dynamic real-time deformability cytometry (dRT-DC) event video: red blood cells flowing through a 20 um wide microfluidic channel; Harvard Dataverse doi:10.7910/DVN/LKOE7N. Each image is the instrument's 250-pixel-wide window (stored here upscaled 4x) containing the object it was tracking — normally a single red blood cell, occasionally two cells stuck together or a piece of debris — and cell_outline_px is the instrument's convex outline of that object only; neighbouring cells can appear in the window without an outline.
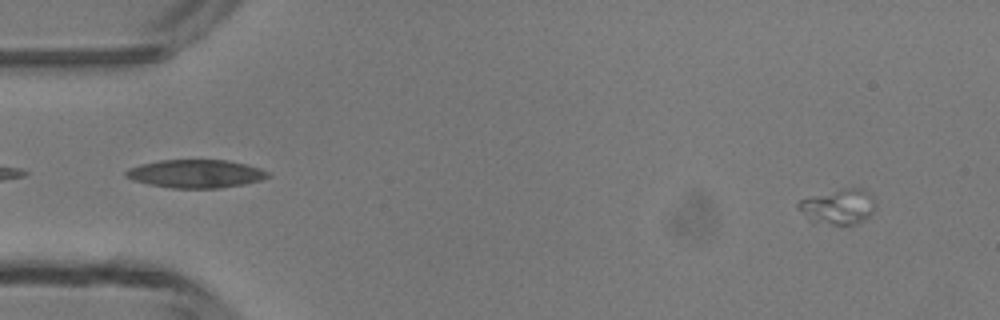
{"species": "common noctule bat (a hibernating species)", "species_latin": "Nyctalus noctula", "temperature_condition": "room temperature", "stored_images_in_passage": 4, "camera_frame_rate_fps": 3000, "um_per_image_px": 0.085, "animal": {"sex": "male", "body_mass_g": 13.3}, "frame": {"image": 1, "passage_image": 1, "time_ms": 0.0, "image_size_px": [1000, 320], "cell_outline_px": [[876, 208], [864, 220], [856, 224], [812, 224], [796, 208], [796, 204], [800, 200], [812, 196], [844, 188], [864, 188], [876, 204]], "centroid_in_image_um": [71.21, 17.59], "position_along_channel_um": 13.8, "area_um2": 16.01}}
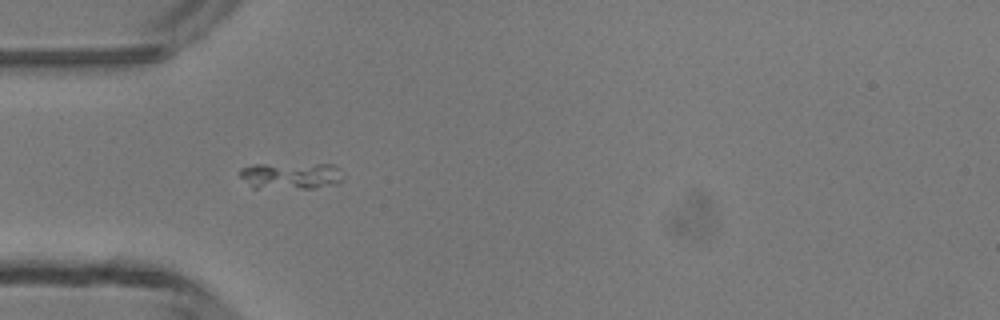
{"frame": {"image": 2, "passage_image": 4, "time_ms": 3.667, "image_size_px": [1000, 320], "cell_outline_px": [[344, 180], [336, 184], [316, 188], [252, 188], [240, 176], [240, 168], [256, 164], [332, 164], [340, 168], [344, 172]], "centroid_in_image_um": [24.79, 14.93], "position_along_channel_um": 60.2, "area_um2": 16.36}}